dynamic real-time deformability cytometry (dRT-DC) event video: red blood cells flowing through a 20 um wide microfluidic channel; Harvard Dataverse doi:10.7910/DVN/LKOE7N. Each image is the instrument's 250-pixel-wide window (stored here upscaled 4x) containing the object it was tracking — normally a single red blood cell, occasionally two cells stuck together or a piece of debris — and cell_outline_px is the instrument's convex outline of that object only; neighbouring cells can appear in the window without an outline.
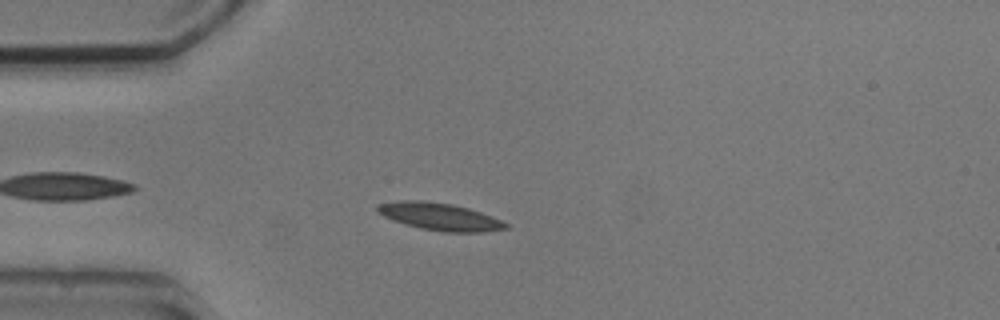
{"species": "common noctule bat (a hibernating species)", "species_latin": "Nyctalus noctula", "temperature_condition": "cold", "stored_images_in_passage": 4, "camera_frame_rate_fps": 3000, "um_per_image_px": 0.085, "animal": {"sex": "male", "body_mass_g": 20.5, "forearm_length_mm": 52.5}, "frame": {"image": 1, "passage_image": 3, "time_ms": 2.333, "image_size_px": [1000, 320], "cell_outline_px": [[508, 228], [484, 232], [444, 232], [420, 228], [392, 220], [376, 212], [376, 204], [396, 200], [420, 200], [452, 204], [468, 208], [492, 216], [508, 224]], "centroid_in_image_um": [37.33, 18.4], "position_along_channel_um": 47.7, "area_um2": 20.52}}